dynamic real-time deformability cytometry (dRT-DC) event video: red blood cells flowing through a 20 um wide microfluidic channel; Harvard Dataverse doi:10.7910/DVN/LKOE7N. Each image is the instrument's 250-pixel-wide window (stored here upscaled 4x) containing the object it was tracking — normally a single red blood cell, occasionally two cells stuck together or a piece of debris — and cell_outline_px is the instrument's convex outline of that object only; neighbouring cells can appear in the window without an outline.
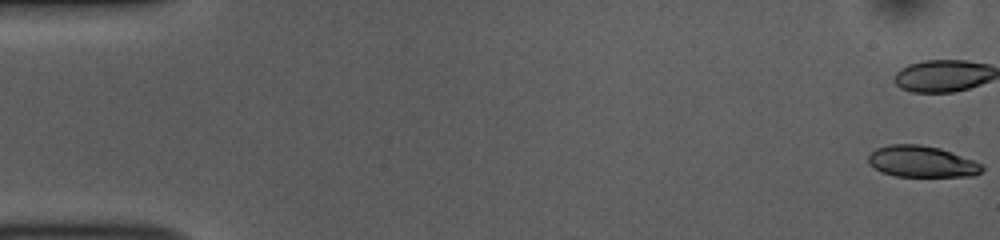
{"species": "common noctule bat (a hibernating species)", "species_latin": "Nyctalus noctula", "temperature_condition": "room temperature", "stored_images_in_passage": 52, "camera_frame_rate_fps": 3000, "um_per_image_px": 0.085, "animal": {"sex": "female", "body_mass_g": 10.0, "forearm_length_mm": 53.1}, "frame": {"image": 1, "passage_image": 1, "time_ms": 0.0, "image_size_px": [1000, 240], "cell_outline_px": [[984, 168], [980, 172], [972, 176], [896, 176], [880, 172], [868, 164], [868, 156], [876, 148], [888, 144], [920, 144], [940, 148], [984, 164]], "centroid_in_image_um": [78.33, 13.73], "position_along_channel_um": 6.7, "area_um2": 20.87}}